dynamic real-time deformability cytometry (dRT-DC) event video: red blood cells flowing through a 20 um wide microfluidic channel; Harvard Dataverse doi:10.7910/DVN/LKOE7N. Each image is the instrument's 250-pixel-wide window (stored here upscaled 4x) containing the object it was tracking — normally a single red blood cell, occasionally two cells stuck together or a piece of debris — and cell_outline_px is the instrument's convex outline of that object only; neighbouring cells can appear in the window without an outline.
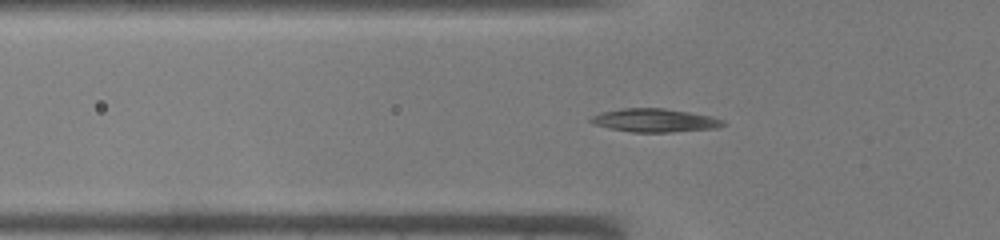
{"species": "common noctule bat (a hibernating species)", "species_latin": "Nyctalus noctula", "temperature_condition": "warm", "stored_images_in_passage": 33, "camera_frame_rate_fps": 3000, "um_per_image_px": 0.085, "animal": {"sex": "male", "body_mass_g": 19.0, "forearm_length_mm": 50.8}, "frame": {"image": 1, "passage_image": 4, "time_ms": 1.0, "image_size_px": [1000, 240], "cell_outline_px": [[724, 124], [716, 128], [668, 132], [636, 132], [612, 128], [596, 124], [588, 120], [604, 112], [624, 108], [660, 108], [688, 112], [708, 116], [720, 120]], "centroid_in_image_um": [55.66, 10.23], "position_along_channel_um": 70.1, "area_um2": 17.17}}
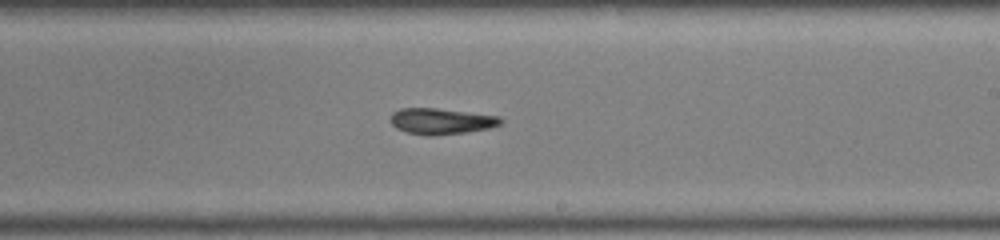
{"frame": {"image": 2, "passage_image": 16, "time_ms": 5.0, "image_size_px": [1000, 240], "cell_outline_px": [[504, 120], [500, 124], [488, 128], [464, 132], [408, 132], [396, 128], [392, 124], [392, 112], [400, 108], [436, 108], [496, 116]], "centroid_in_image_um": [37.5, 10.24], "position_along_channel_um": 251.5, "area_um2": 15.49}}
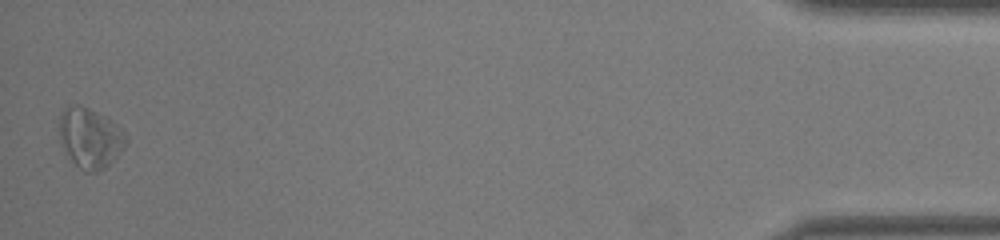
{"frame": {"image": 3, "passage_image": 33, "time_ms": 10.667, "image_size_px": [1000, 240], "cell_outline_px": [[128, 140], [124, 148], [104, 168], [96, 172], [84, 172], [72, 160], [60, 144], [60, 116], [72, 104], [76, 104], [88, 108], [108, 116], [120, 128]], "centroid_in_image_um": [7.67, 11.72], "position_along_channel_um": 427.5, "area_um2": 23.06}}